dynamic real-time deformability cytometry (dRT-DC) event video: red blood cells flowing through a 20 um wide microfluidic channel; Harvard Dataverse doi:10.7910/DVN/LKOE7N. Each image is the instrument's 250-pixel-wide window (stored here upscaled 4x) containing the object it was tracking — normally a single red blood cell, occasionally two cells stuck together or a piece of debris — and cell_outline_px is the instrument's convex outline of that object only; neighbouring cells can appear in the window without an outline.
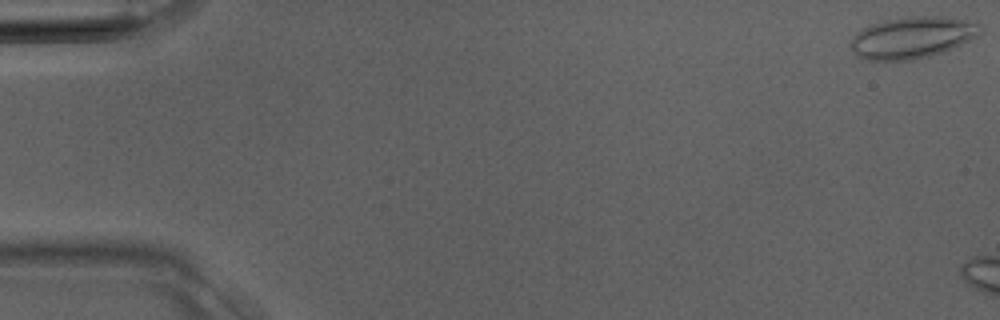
{"species": "Egyptian fruit bat (a non-hibernating species)", "species_latin": "Rousettus aegyptiacus", "temperature_condition": "room temperature", "stored_images_in_passage": 4, "camera_frame_rate_fps": 3000, "um_per_image_px": 0.085, "animal": {"sex": "male"}, "frame": {"image": 1, "passage_image": 1, "time_ms": 0.0, "image_size_px": [1000, 320], "cell_outline_px": [[984, 28], [980, 36], [944, 52], [912, 60], [868, 60], [856, 56], [852, 52], [852, 36], [856, 32], [872, 24], [884, 20], [916, 16], [944, 16], [976, 20]], "centroid_in_image_um": [77.63, 3.17], "position_along_channel_um": 7.4, "area_um2": 31.91}}